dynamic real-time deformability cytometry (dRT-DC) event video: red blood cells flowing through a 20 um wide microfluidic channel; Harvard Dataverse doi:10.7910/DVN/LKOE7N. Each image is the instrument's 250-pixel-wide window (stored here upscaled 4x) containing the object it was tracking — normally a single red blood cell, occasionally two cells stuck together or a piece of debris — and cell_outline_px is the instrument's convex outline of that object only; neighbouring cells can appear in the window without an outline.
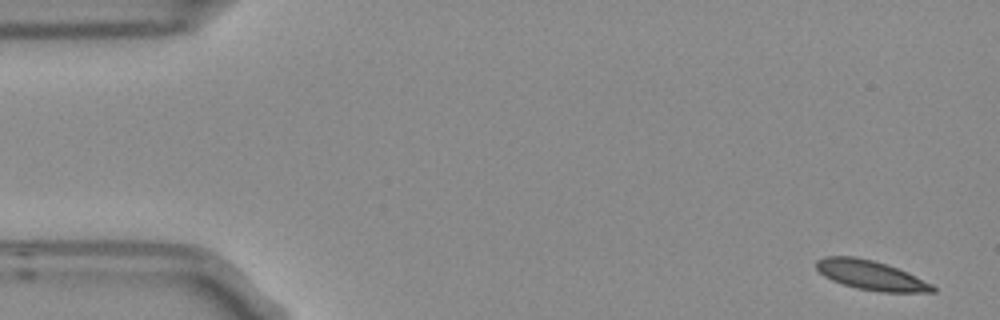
{"species": "Egyptian fruit bat (a non-hibernating species)", "species_latin": "Rousettus aegyptiacus", "temperature_condition": "room temperature", "stored_images_in_passage": 4, "camera_frame_rate_fps": 3000, "um_per_image_px": 0.085, "frame": {"image": 1, "passage_image": 1, "time_ms": 0.0, "image_size_px": [1000, 320], "cell_outline_px": [[936, 292], [880, 292], [856, 288], [832, 280], [824, 276], [816, 268], [816, 260], [824, 256], [856, 256], [888, 264], [908, 272], [932, 284], [936, 288]], "centroid_in_image_um": [74.03, 23.38], "position_along_channel_um": 11.0, "area_um2": 20.06}}